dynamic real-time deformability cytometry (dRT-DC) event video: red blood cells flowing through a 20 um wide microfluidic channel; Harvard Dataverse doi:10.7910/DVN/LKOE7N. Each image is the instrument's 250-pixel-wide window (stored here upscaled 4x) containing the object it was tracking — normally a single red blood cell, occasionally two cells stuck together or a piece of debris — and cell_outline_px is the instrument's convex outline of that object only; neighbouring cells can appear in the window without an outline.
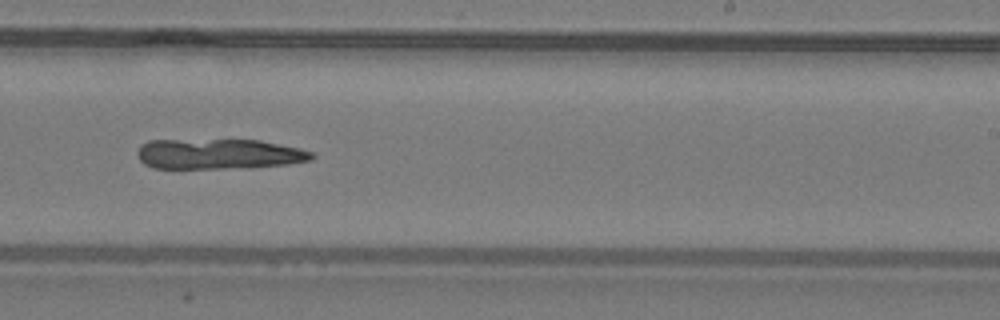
{"species": "common noctule bat (a hibernating species)", "species_latin": "Nyctalus noctula", "temperature_condition": "warm", "stored_images_in_passage": 48, "camera_frame_rate_fps": 3000, "um_per_image_px": 0.085, "animal": {"sex": "male", "body_mass_g": 19.2, "forearm_length_mm": 51.8}, "frame": {"image": 1, "passage_image": 30, "time_ms": 9.667, "image_size_px": [1000, 320], "cell_outline_px": [[316, 156], [312, 160], [288, 164], [248, 168], [152, 168], [144, 164], [136, 156], [136, 152], [140, 144], [148, 140], [260, 140], [300, 148], [312, 152]], "centroid_in_image_um": [18.59, 13.09], "position_along_channel_um": 270.4, "area_um2": 31.15}}